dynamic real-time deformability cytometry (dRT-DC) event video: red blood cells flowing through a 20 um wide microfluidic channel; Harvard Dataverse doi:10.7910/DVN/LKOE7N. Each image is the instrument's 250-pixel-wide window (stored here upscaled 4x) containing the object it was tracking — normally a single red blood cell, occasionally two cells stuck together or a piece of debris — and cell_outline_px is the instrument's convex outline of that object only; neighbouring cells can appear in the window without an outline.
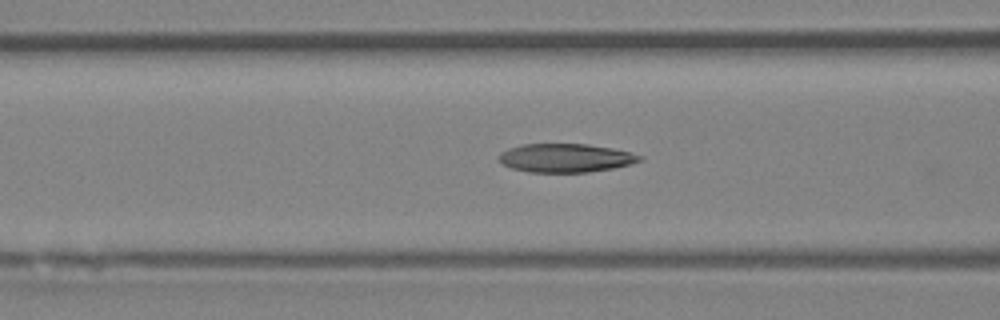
{"species": "Egyptian fruit bat (a non-hibernating species)", "species_latin": "Rousettus aegyptiacus", "temperature_condition": "room temperature", "stored_images_in_passage": 37, "camera_frame_rate_fps": 3000, "um_per_image_px": 0.085, "animal": {"sex": "female"}, "frame": {"image": 1, "passage_image": 16, "time_ms": 5.0, "image_size_px": [1000, 320], "cell_outline_px": [[644, 160], [632, 164], [612, 168], [588, 172], [528, 172], [512, 168], [500, 164], [496, 156], [500, 152], [508, 148], [524, 144], [588, 144], [612, 148], [632, 152], [644, 156]], "centroid_in_image_um": [48.07, 13.42], "position_along_channel_um": 118.5, "area_um2": 23.81}}